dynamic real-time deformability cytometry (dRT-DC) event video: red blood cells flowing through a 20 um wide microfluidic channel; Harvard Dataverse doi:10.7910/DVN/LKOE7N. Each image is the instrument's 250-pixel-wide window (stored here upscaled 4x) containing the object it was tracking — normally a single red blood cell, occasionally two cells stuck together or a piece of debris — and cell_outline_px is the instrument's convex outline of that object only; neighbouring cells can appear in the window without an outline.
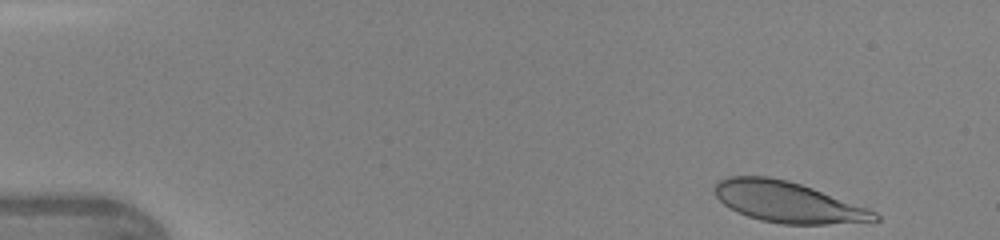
{"species": "human", "species_latin": "Homo sapiens", "temperature_condition": "warm", "stored_images_in_passage": 39, "camera_frame_rate_fps": 3000, "um_per_image_px": 0.085, "donor": {"sex": "female"}, "frame": {"image": 1, "passage_image": 1, "time_ms": 0.0, "image_size_px": [1000, 240], "cell_outline_px": [[880, 220], [828, 224], [780, 224], [760, 220], [736, 212], [724, 204], [716, 196], [716, 184], [720, 180], [728, 176], [768, 176], [788, 180], [812, 188], [868, 208], [876, 212], [880, 216]], "centroid_in_image_um": [66.96, 17.18], "position_along_channel_um": 18.0, "area_um2": 37.74}}
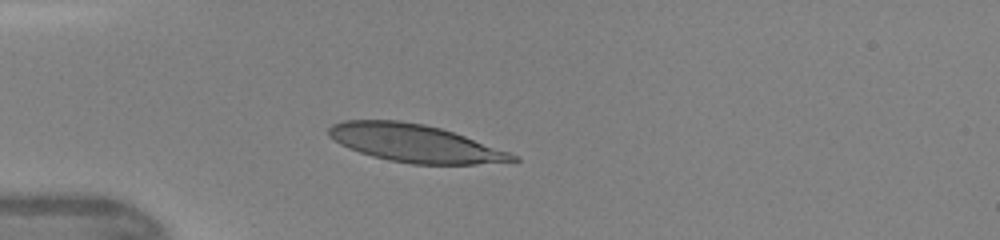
{"frame": {"image": 2, "passage_image": 10, "time_ms": 3.0, "image_size_px": [1000, 240], "cell_outline_px": [[520, 160], [476, 164], [412, 164], [388, 160], [372, 156], [348, 148], [340, 144], [328, 136], [328, 128], [332, 124], [344, 120], [400, 120], [424, 124], [440, 128], [464, 136], [520, 156]], "centroid_in_image_um": [35.22, 12.17], "position_along_channel_um": 49.8, "area_um2": 40.17}}
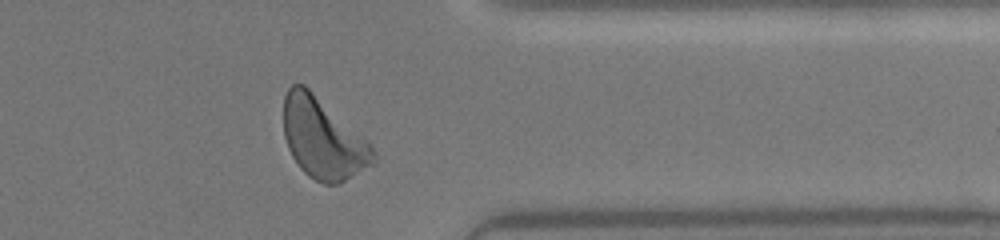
{"frame": {"image": 3, "passage_image": 35, "time_ms": 11.333, "image_size_px": [1000, 240], "cell_outline_px": [[376, 160], [372, 164], [340, 184], [324, 184], [308, 176], [300, 168], [292, 156], [288, 148], [284, 136], [284, 96], [288, 88], [292, 84], [304, 84], [368, 140], [376, 152]], "centroid_in_image_um": [27.46, 11.78], "position_along_channel_um": 383.9, "area_um2": 42.14}, "authors_computed_cell_mechanics": {"area_um2": 40.46, "velocity_mm_per_s": 4.2988, "shape_relaxation_time_tau1_ms": 2.4112, "shape_relaxation_time_tau2_ms": null, "deformation_change_tau1": 0.1478, "deformation_change_tau2": null}}